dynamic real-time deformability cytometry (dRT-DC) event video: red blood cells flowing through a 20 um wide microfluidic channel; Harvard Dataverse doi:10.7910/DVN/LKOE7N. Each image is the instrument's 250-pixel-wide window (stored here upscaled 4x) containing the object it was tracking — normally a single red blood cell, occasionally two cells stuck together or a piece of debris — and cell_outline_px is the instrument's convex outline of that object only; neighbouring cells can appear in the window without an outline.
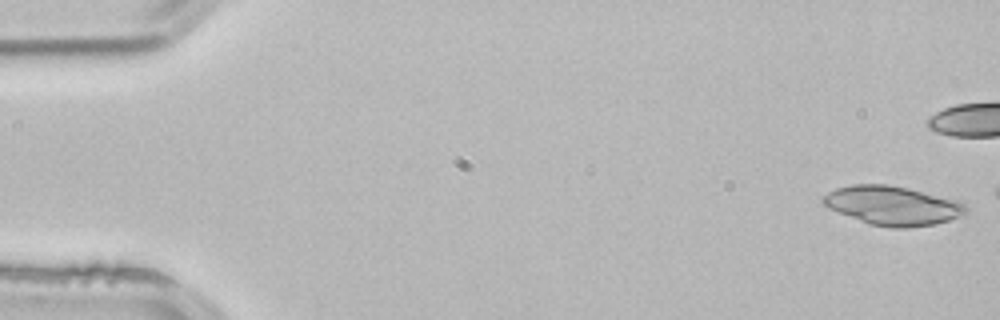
{"species": "common noctule bat (a hibernating species)", "species_latin": "Nyctalus noctula", "temperature_condition": "room temperature", "stored_images_in_passage": 5, "camera_frame_rate_fps": 3000, "um_per_image_px": 0.085, "animal": {"sex": "male", "body_mass_g": 21.5, "forearm_length_mm": 52.0}, "frame": {"image": 1, "passage_image": 1, "time_ms": 0.0, "image_size_px": [1000, 320], "cell_outline_px": [[968, 212], [964, 216], [936, 224], [908, 228], [892, 228], [868, 224], [828, 208], [820, 200], [828, 192], [836, 188], [852, 184], [888, 184], [908, 188], [956, 200], [964, 204], [968, 208]], "centroid_in_image_um": [75.88, 17.48], "position_along_channel_um": 9.1, "area_um2": 32.71}}